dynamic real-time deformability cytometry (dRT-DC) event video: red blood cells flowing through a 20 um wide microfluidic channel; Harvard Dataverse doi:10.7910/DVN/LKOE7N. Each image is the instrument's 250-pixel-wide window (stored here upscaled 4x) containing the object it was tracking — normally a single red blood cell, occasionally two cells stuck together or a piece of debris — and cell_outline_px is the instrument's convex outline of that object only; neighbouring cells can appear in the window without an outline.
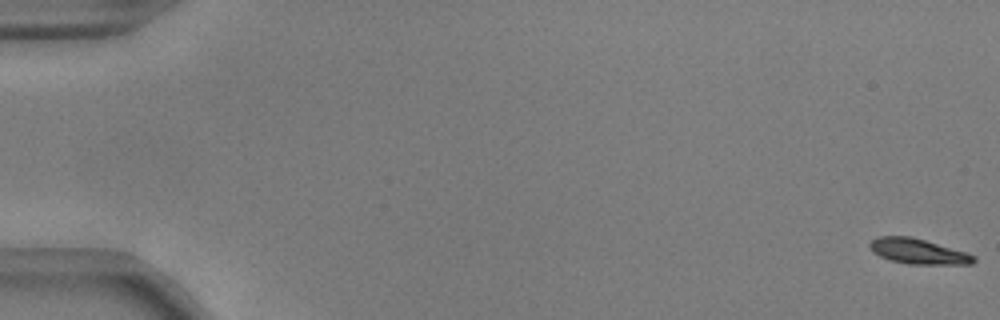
{"species": "common noctule bat (a hibernating species)", "species_latin": "Nyctalus noctula", "temperature_condition": "warm", "stored_images_in_passage": 11, "camera_frame_rate_fps": 3000, "um_per_image_px": 0.085, "animal": {"sex": "male", "body_mass_g": 17.9, "forearm_length_mm": 54.2}, "frame": {"image": 1, "passage_image": 1, "time_ms": 0.0, "image_size_px": [1000, 320], "cell_outline_px": [[976, 260], [972, 264], [908, 264], [888, 260], [872, 252], [868, 244], [876, 236], [912, 236], [968, 252], [976, 256]], "centroid_in_image_um": [78.04, 21.36], "position_along_channel_um": 7.0, "area_um2": 15.61}}